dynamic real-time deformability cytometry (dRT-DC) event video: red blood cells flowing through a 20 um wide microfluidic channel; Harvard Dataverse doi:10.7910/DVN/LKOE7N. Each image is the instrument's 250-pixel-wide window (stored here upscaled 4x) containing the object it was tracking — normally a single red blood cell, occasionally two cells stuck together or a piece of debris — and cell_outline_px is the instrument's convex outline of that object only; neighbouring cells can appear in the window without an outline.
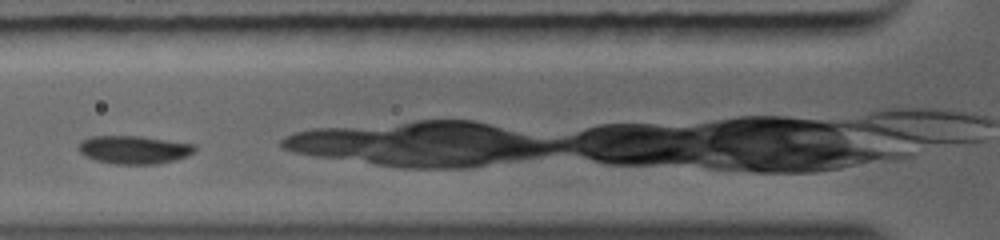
{"species": "common noctule bat (a hibernating species)", "species_latin": "Nyctalus noctula", "temperature_condition": "warm", "stored_images_in_passage": 3, "camera_frame_rate_fps": 5000, "um_per_image_px": 0.085, "animal": {"sex": "female", "body_mass_g": 19.0, "forearm_length_mm": 56.7}, "frame": {"image": 1, "passage_image": 3, "time_ms": 2.0, "image_size_px": [1000, 240], "cell_outline_px": [[196, 148], [192, 152], [176, 160], [156, 164], [116, 164], [96, 160], [80, 152], [76, 148], [76, 144], [80, 140], [88, 136], [140, 136], [196, 144]], "centroid_in_image_um": [11.34, 12.71], "position_along_channel_um": 114.5, "area_um2": 19.13}}